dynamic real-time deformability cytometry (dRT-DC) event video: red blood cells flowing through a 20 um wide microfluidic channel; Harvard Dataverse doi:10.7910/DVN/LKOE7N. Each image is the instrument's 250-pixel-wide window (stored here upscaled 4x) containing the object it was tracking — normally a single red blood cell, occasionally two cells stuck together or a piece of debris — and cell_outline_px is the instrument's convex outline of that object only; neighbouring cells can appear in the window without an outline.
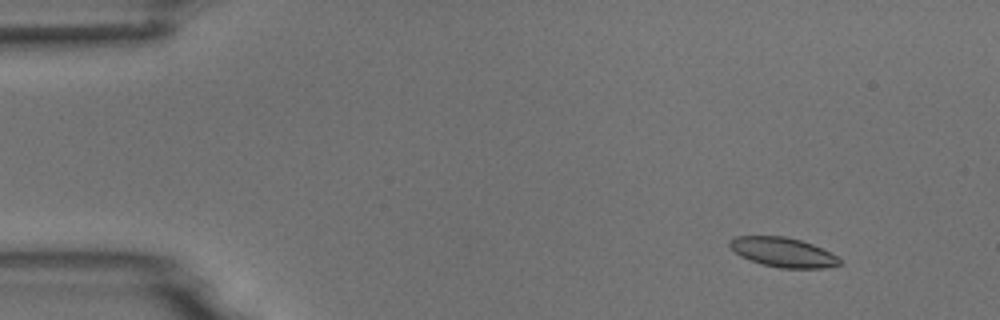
{"species": "common noctule bat (a hibernating species)", "species_latin": "Nyctalus noctula", "temperature_condition": "room temperature", "stored_images_in_passage": 5, "camera_frame_rate_fps": 3000, "um_per_image_px": 0.085, "animal": {"sex": "male", "body_mass_g": 18.8}, "frame": {"image": 1, "passage_image": 2, "time_ms": 1.0, "image_size_px": [1000, 320], "cell_outline_px": [[844, 264], [824, 268], [780, 268], [764, 264], [740, 256], [728, 244], [728, 240], [736, 236], [784, 236], [800, 240], [812, 244], [836, 256]], "centroid_in_image_um": [66.55, 21.44], "position_along_channel_um": 18.4, "area_um2": 18.67}}
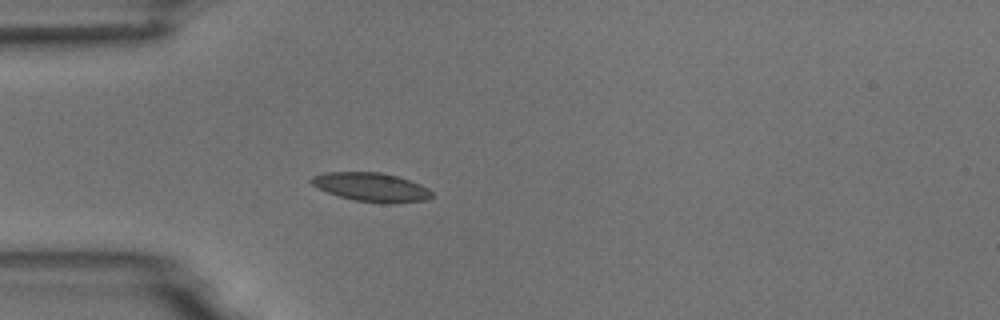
{"frame": {"image": 2, "passage_image": 5, "time_ms": 4.333, "image_size_px": [1000, 320], "cell_outline_px": [[436, 196], [428, 200], [380, 204], [356, 200], [340, 196], [328, 192], [312, 184], [308, 180], [312, 176], [324, 172], [380, 172], [396, 176], [420, 184], [428, 188]], "centroid_in_image_um": [31.59, 15.91], "position_along_channel_um": 53.4, "area_um2": 20.23}}